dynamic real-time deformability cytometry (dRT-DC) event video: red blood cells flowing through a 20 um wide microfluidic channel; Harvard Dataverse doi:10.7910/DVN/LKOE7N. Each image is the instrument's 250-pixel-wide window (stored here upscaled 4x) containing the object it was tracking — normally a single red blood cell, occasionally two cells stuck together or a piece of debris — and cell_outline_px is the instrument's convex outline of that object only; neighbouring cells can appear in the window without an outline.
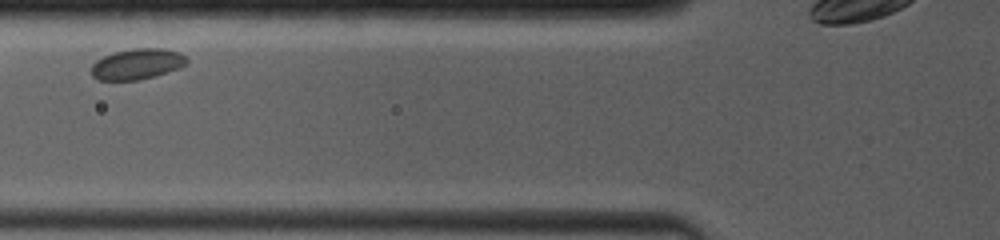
{"species": "common noctule bat (a hibernating species)", "species_latin": "Nyctalus noctula", "temperature_condition": "room temperature", "stored_images_in_passage": 20, "camera_frame_rate_fps": 4000, "um_per_image_px": 0.085, "animal": {"sex": "female", "body_mass_g": 19.0, "forearm_length_mm": 53.3}, "frame": {"image": 1, "passage_image": 4, "time_ms": 1.5, "image_size_px": [1000, 240], "cell_outline_px": [[188, 64], [180, 68], [140, 80], [100, 80], [92, 76], [92, 64], [96, 60], [112, 52], [132, 48], [164, 48], [180, 52], [188, 60]], "centroid_in_image_um": [11.67, 5.43], "position_along_channel_um": 114.1, "area_um2": 17.22}}
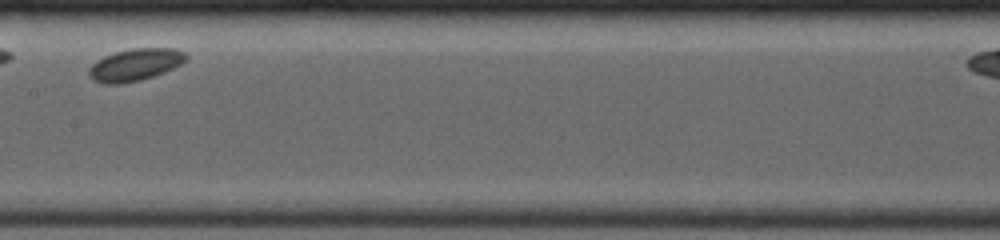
{"frame": {"image": 2, "passage_image": 9, "time_ms": 3.75, "image_size_px": [1000, 240], "cell_outline_px": [[188, 60], [164, 72], [140, 80], [120, 84], [104, 84], [96, 80], [88, 72], [88, 68], [96, 60], [104, 56], [116, 52], [132, 48], [176, 48], [184, 52], [188, 56]], "centroid_in_image_um": [11.51, 5.49], "position_along_channel_um": 195.9, "area_um2": 18.09}}